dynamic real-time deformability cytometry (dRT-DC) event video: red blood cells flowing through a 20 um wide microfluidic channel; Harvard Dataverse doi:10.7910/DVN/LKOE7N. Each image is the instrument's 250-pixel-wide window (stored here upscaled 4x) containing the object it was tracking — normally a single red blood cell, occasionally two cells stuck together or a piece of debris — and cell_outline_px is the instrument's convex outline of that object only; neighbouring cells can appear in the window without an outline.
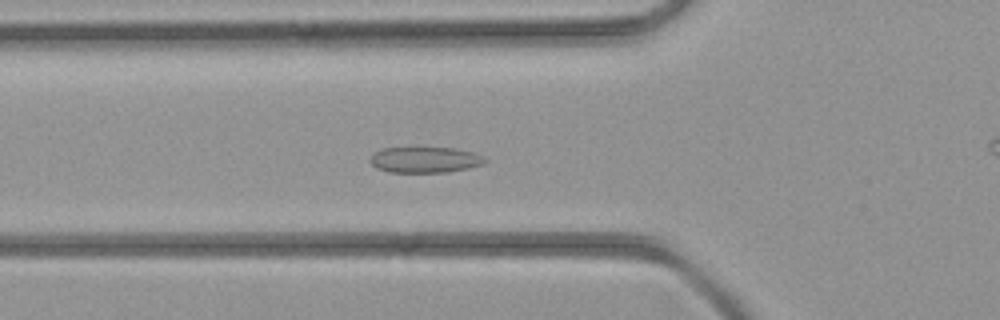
{"species": "common noctule bat (a hibernating species)", "species_latin": "Nyctalus noctula", "temperature_condition": "room temperature", "stored_images_in_passage": 45, "camera_frame_rate_fps": 3000, "um_per_image_px": 0.085, "animal": {"sex": "female", "body_mass_g": 21.9}, "frame": {"image": 1, "passage_image": 15, "time_ms": 4.667, "image_size_px": [1000, 320], "cell_outline_px": [[488, 160], [480, 164], [468, 168], [448, 172], [388, 172], [376, 168], [368, 160], [376, 152], [384, 148], [452, 148], [472, 152], [484, 156]], "centroid_in_image_um": [36.11, 13.59], "position_along_channel_um": 89.7, "area_um2": 17.11}}
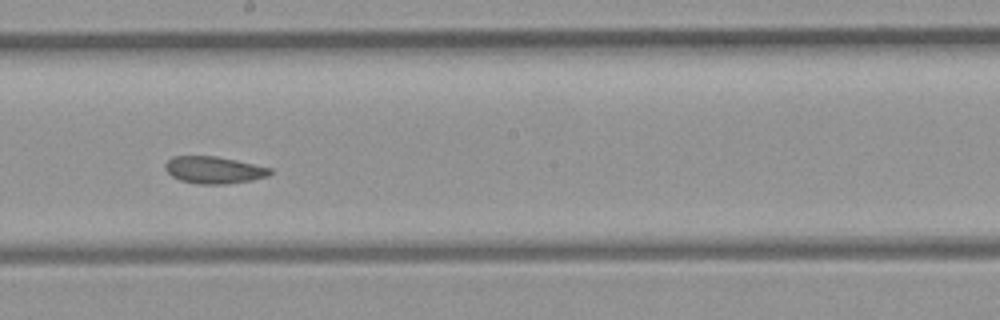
{"frame": {"image": 2, "passage_image": 24, "time_ms": 7.667, "image_size_px": [1000, 320], "cell_outline_px": [[272, 172], [268, 176], [252, 180], [224, 184], [200, 184], [180, 180], [172, 176], [164, 168], [164, 164], [172, 156], [216, 156], [236, 160], [272, 168]], "centroid_in_image_um": [18.18, 14.44], "position_along_channel_um": 230.0, "area_um2": 16.53}}
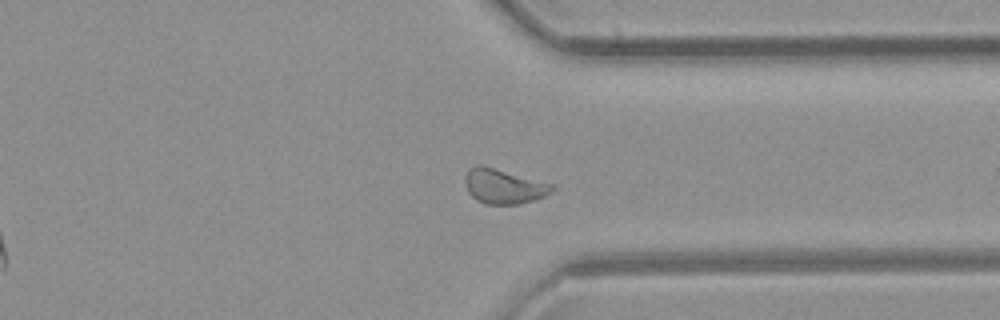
{"frame": {"image": 3, "passage_image": 33, "time_ms": 10.667, "image_size_px": [1000, 320], "cell_outline_px": [[556, 188], [552, 192], [544, 196], [532, 200], [516, 204], [484, 204], [476, 200], [468, 192], [464, 180], [464, 176], [468, 168], [476, 164], [480, 164], [556, 184]], "centroid_in_image_um": [42.81, 15.82], "position_along_channel_um": 368.6, "area_um2": 17.92}}